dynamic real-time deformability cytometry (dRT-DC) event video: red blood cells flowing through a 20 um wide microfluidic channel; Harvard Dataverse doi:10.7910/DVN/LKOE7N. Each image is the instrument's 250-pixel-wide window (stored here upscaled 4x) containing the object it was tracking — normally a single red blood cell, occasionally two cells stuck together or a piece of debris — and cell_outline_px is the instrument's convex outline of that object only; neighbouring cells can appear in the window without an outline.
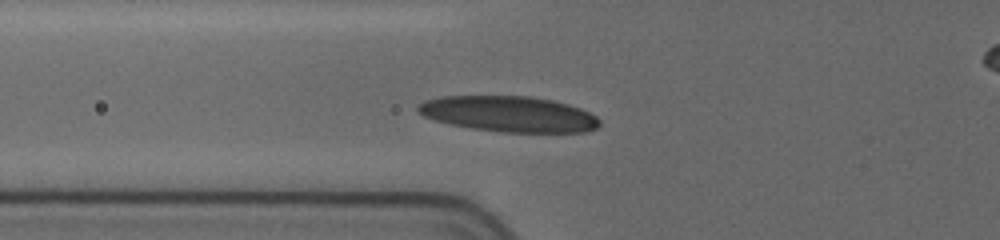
{"species": "human", "species_latin": "Homo sapiens", "temperature_condition": "cold", "stored_images_in_passage": 10, "camera_frame_rate_fps": 3000, "um_per_image_px": 0.085, "donor": {"sex": "female"}, "frame": {"image": 1, "passage_image": 9, "time_ms": 4.0, "image_size_px": [1000, 240], "cell_outline_px": [[600, 124], [596, 128], [588, 132], [500, 132], [472, 128], [448, 124], [424, 116], [416, 108], [424, 100], [440, 96], [528, 96], [552, 100], [568, 104], [580, 108], [596, 116], [600, 120]], "centroid_in_image_um": [43.26, 9.69], "position_along_channel_um": 82.5, "area_um2": 37.8}}